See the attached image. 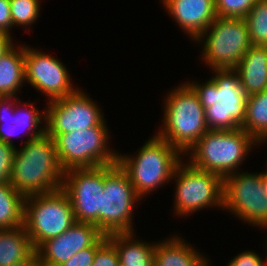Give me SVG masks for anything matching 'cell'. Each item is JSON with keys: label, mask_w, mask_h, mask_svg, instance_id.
Instances as JSON below:
<instances>
[{"label": "cell", "mask_w": 267, "mask_h": 266, "mask_svg": "<svg viewBox=\"0 0 267 266\" xmlns=\"http://www.w3.org/2000/svg\"><path fill=\"white\" fill-rule=\"evenodd\" d=\"M25 80L37 91L47 95L48 102L74 93L70 73L54 56L25 46ZM76 88V89H75Z\"/></svg>", "instance_id": "5bb4252c"}, {"label": "cell", "mask_w": 267, "mask_h": 266, "mask_svg": "<svg viewBox=\"0 0 267 266\" xmlns=\"http://www.w3.org/2000/svg\"><path fill=\"white\" fill-rule=\"evenodd\" d=\"M262 185L265 191V196L267 198V172H261Z\"/></svg>", "instance_id": "e575fe53"}, {"label": "cell", "mask_w": 267, "mask_h": 266, "mask_svg": "<svg viewBox=\"0 0 267 266\" xmlns=\"http://www.w3.org/2000/svg\"><path fill=\"white\" fill-rule=\"evenodd\" d=\"M140 201L127 173L117 164L104 165L101 231L105 235L133 232L135 203Z\"/></svg>", "instance_id": "ba28073f"}, {"label": "cell", "mask_w": 267, "mask_h": 266, "mask_svg": "<svg viewBox=\"0 0 267 266\" xmlns=\"http://www.w3.org/2000/svg\"><path fill=\"white\" fill-rule=\"evenodd\" d=\"M258 0H215L218 17L244 18Z\"/></svg>", "instance_id": "4316f807"}, {"label": "cell", "mask_w": 267, "mask_h": 266, "mask_svg": "<svg viewBox=\"0 0 267 266\" xmlns=\"http://www.w3.org/2000/svg\"><path fill=\"white\" fill-rule=\"evenodd\" d=\"M23 148H16L10 177L11 186L24 197L62 188L64 171L58 160L54 139L46 133Z\"/></svg>", "instance_id": "6da1fadb"}, {"label": "cell", "mask_w": 267, "mask_h": 266, "mask_svg": "<svg viewBox=\"0 0 267 266\" xmlns=\"http://www.w3.org/2000/svg\"><path fill=\"white\" fill-rule=\"evenodd\" d=\"M76 223L72 204L62 189L25 197L24 227L36 250Z\"/></svg>", "instance_id": "5b68a950"}, {"label": "cell", "mask_w": 267, "mask_h": 266, "mask_svg": "<svg viewBox=\"0 0 267 266\" xmlns=\"http://www.w3.org/2000/svg\"><path fill=\"white\" fill-rule=\"evenodd\" d=\"M40 3L39 0H10L13 27L22 26L27 31V27L39 18Z\"/></svg>", "instance_id": "484cf974"}, {"label": "cell", "mask_w": 267, "mask_h": 266, "mask_svg": "<svg viewBox=\"0 0 267 266\" xmlns=\"http://www.w3.org/2000/svg\"><path fill=\"white\" fill-rule=\"evenodd\" d=\"M167 239L156 243L154 266H209V260L178 235Z\"/></svg>", "instance_id": "ffe728a7"}, {"label": "cell", "mask_w": 267, "mask_h": 266, "mask_svg": "<svg viewBox=\"0 0 267 266\" xmlns=\"http://www.w3.org/2000/svg\"><path fill=\"white\" fill-rule=\"evenodd\" d=\"M195 41L204 42L202 59L211 69H234L252 46L244 18L217 16Z\"/></svg>", "instance_id": "8992f818"}, {"label": "cell", "mask_w": 267, "mask_h": 266, "mask_svg": "<svg viewBox=\"0 0 267 266\" xmlns=\"http://www.w3.org/2000/svg\"><path fill=\"white\" fill-rule=\"evenodd\" d=\"M162 3L194 42L217 17L215 0H162Z\"/></svg>", "instance_id": "e0dca14e"}, {"label": "cell", "mask_w": 267, "mask_h": 266, "mask_svg": "<svg viewBox=\"0 0 267 266\" xmlns=\"http://www.w3.org/2000/svg\"><path fill=\"white\" fill-rule=\"evenodd\" d=\"M12 27L10 0H0V33L11 36L10 30Z\"/></svg>", "instance_id": "d6a6232c"}, {"label": "cell", "mask_w": 267, "mask_h": 266, "mask_svg": "<svg viewBox=\"0 0 267 266\" xmlns=\"http://www.w3.org/2000/svg\"><path fill=\"white\" fill-rule=\"evenodd\" d=\"M91 266H119L115 247L106 240L97 250Z\"/></svg>", "instance_id": "4dcf8cb0"}, {"label": "cell", "mask_w": 267, "mask_h": 266, "mask_svg": "<svg viewBox=\"0 0 267 266\" xmlns=\"http://www.w3.org/2000/svg\"><path fill=\"white\" fill-rule=\"evenodd\" d=\"M107 126L58 134L54 138L58 160L63 171L117 164L119 152L108 147Z\"/></svg>", "instance_id": "52a82bcc"}, {"label": "cell", "mask_w": 267, "mask_h": 266, "mask_svg": "<svg viewBox=\"0 0 267 266\" xmlns=\"http://www.w3.org/2000/svg\"><path fill=\"white\" fill-rule=\"evenodd\" d=\"M249 96L267 89V46L252 45L234 68Z\"/></svg>", "instance_id": "d6986e66"}, {"label": "cell", "mask_w": 267, "mask_h": 266, "mask_svg": "<svg viewBox=\"0 0 267 266\" xmlns=\"http://www.w3.org/2000/svg\"><path fill=\"white\" fill-rule=\"evenodd\" d=\"M35 250L24 226L0 229V266H31Z\"/></svg>", "instance_id": "ac0fdd59"}, {"label": "cell", "mask_w": 267, "mask_h": 266, "mask_svg": "<svg viewBox=\"0 0 267 266\" xmlns=\"http://www.w3.org/2000/svg\"><path fill=\"white\" fill-rule=\"evenodd\" d=\"M244 19L251 45L267 46V0H258Z\"/></svg>", "instance_id": "d4e9b609"}, {"label": "cell", "mask_w": 267, "mask_h": 266, "mask_svg": "<svg viewBox=\"0 0 267 266\" xmlns=\"http://www.w3.org/2000/svg\"><path fill=\"white\" fill-rule=\"evenodd\" d=\"M16 46L14 44L0 58V96H17V92L26 82L25 46Z\"/></svg>", "instance_id": "7402d4cb"}, {"label": "cell", "mask_w": 267, "mask_h": 266, "mask_svg": "<svg viewBox=\"0 0 267 266\" xmlns=\"http://www.w3.org/2000/svg\"><path fill=\"white\" fill-rule=\"evenodd\" d=\"M16 146L0 141V184L10 183Z\"/></svg>", "instance_id": "f1b7e54d"}, {"label": "cell", "mask_w": 267, "mask_h": 266, "mask_svg": "<svg viewBox=\"0 0 267 266\" xmlns=\"http://www.w3.org/2000/svg\"><path fill=\"white\" fill-rule=\"evenodd\" d=\"M18 103V97L16 96H0V141L13 146L15 145L14 142L12 143L11 137L13 138L18 132L24 130L26 132L27 130V141L41 137L46 133L45 126L41 125L42 120L46 119L45 109L42 113L35 108L36 106L33 103H25L27 108H24L25 110L22 112L19 107L21 103Z\"/></svg>", "instance_id": "2e32d148"}, {"label": "cell", "mask_w": 267, "mask_h": 266, "mask_svg": "<svg viewBox=\"0 0 267 266\" xmlns=\"http://www.w3.org/2000/svg\"><path fill=\"white\" fill-rule=\"evenodd\" d=\"M256 142L267 140V89L247 97L246 116L241 126Z\"/></svg>", "instance_id": "603a6c76"}, {"label": "cell", "mask_w": 267, "mask_h": 266, "mask_svg": "<svg viewBox=\"0 0 267 266\" xmlns=\"http://www.w3.org/2000/svg\"><path fill=\"white\" fill-rule=\"evenodd\" d=\"M25 197L10 183L0 184V229L24 225Z\"/></svg>", "instance_id": "cb8c5ba5"}, {"label": "cell", "mask_w": 267, "mask_h": 266, "mask_svg": "<svg viewBox=\"0 0 267 266\" xmlns=\"http://www.w3.org/2000/svg\"><path fill=\"white\" fill-rule=\"evenodd\" d=\"M209 79L203 85L193 81L187 83L197 94L204 108L213 106L216 103L217 84L211 77Z\"/></svg>", "instance_id": "83f0119b"}, {"label": "cell", "mask_w": 267, "mask_h": 266, "mask_svg": "<svg viewBox=\"0 0 267 266\" xmlns=\"http://www.w3.org/2000/svg\"><path fill=\"white\" fill-rule=\"evenodd\" d=\"M187 82L169 92L164 103L163 127L157 132L184 156L209 131L205 108Z\"/></svg>", "instance_id": "7a4b0ae2"}, {"label": "cell", "mask_w": 267, "mask_h": 266, "mask_svg": "<svg viewBox=\"0 0 267 266\" xmlns=\"http://www.w3.org/2000/svg\"><path fill=\"white\" fill-rule=\"evenodd\" d=\"M148 140L136 155L118 154L117 162L127 173L141 200L167 181L169 183L181 159H184L180 151L157 134Z\"/></svg>", "instance_id": "3957f363"}, {"label": "cell", "mask_w": 267, "mask_h": 266, "mask_svg": "<svg viewBox=\"0 0 267 266\" xmlns=\"http://www.w3.org/2000/svg\"><path fill=\"white\" fill-rule=\"evenodd\" d=\"M133 232L112 233L107 240L115 247L119 266H154L156 243L134 240Z\"/></svg>", "instance_id": "44dd1931"}, {"label": "cell", "mask_w": 267, "mask_h": 266, "mask_svg": "<svg viewBox=\"0 0 267 266\" xmlns=\"http://www.w3.org/2000/svg\"><path fill=\"white\" fill-rule=\"evenodd\" d=\"M31 266H40L36 262H34Z\"/></svg>", "instance_id": "d590c367"}, {"label": "cell", "mask_w": 267, "mask_h": 266, "mask_svg": "<svg viewBox=\"0 0 267 266\" xmlns=\"http://www.w3.org/2000/svg\"><path fill=\"white\" fill-rule=\"evenodd\" d=\"M95 102L79 88L70 95L50 101L45 109L46 134L54 139L58 134L107 126L102 110Z\"/></svg>", "instance_id": "8fae6325"}, {"label": "cell", "mask_w": 267, "mask_h": 266, "mask_svg": "<svg viewBox=\"0 0 267 266\" xmlns=\"http://www.w3.org/2000/svg\"><path fill=\"white\" fill-rule=\"evenodd\" d=\"M14 45L11 36L0 33V58Z\"/></svg>", "instance_id": "836d02e7"}, {"label": "cell", "mask_w": 267, "mask_h": 266, "mask_svg": "<svg viewBox=\"0 0 267 266\" xmlns=\"http://www.w3.org/2000/svg\"><path fill=\"white\" fill-rule=\"evenodd\" d=\"M173 179L176 181L174 196L176 215L186 217L203 208L223 207V178L221 176L196 169L189 162L182 161L177 166Z\"/></svg>", "instance_id": "9c48e42d"}, {"label": "cell", "mask_w": 267, "mask_h": 266, "mask_svg": "<svg viewBox=\"0 0 267 266\" xmlns=\"http://www.w3.org/2000/svg\"><path fill=\"white\" fill-rule=\"evenodd\" d=\"M104 233L94 224L76 222L61 235L43 242L35 250L40 266H61L80 250L94 245Z\"/></svg>", "instance_id": "9a60e30c"}, {"label": "cell", "mask_w": 267, "mask_h": 266, "mask_svg": "<svg viewBox=\"0 0 267 266\" xmlns=\"http://www.w3.org/2000/svg\"><path fill=\"white\" fill-rule=\"evenodd\" d=\"M227 266H267V258L263 261L258 253L249 250L235 256Z\"/></svg>", "instance_id": "1f68e13d"}, {"label": "cell", "mask_w": 267, "mask_h": 266, "mask_svg": "<svg viewBox=\"0 0 267 266\" xmlns=\"http://www.w3.org/2000/svg\"><path fill=\"white\" fill-rule=\"evenodd\" d=\"M106 240H107V235L104 234L94 245L80 250L61 266H91L94 262L96 250Z\"/></svg>", "instance_id": "f546056e"}, {"label": "cell", "mask_w": 267, "mask_h": 266, "mask_svg": "<svg viewBox=\"0 0 267 266\" xmlns=\"http://www.w3.org/2000/svg\"><path fill=\"white\" fill-rule=\"evenodd\" d=\"M222 208L245 223L267 229V198L261 173L238 171L223 178Z\"/></svg>", "instance_id": "30bf717a"}, {"label": "cell", "mask_w": 267, "mask_h": 266, "mask_svg": "<svg viewBox=\"0 0 267 266\" xmlns=\"http://www.w3.org/2000/svg\"><path fill=\"white\" fill-rule=\"evenodd\" d=\"M62 189L69 196L76 222L91 223L101 230L104 165L65 171Z\"/></svg>", "instance_id": "4fadbf2b"}, {"label": "cell", "mask_w": 267, "mask_h": 266, "mask_svg": "<svg viewBox=\"0 0 267 266\" xmlns=\"http://www.w3.org/2000/svg\"><path fill=\"white\" fill-rule=\"evenodd\" d=\"M257 142L242 128L209 130L188 151L194 168L215 173L222 178L239 171L246 155Z\"/></svg>", "instance_id": "277c9868"}, {"label": "cell", "mask_w": 267, "mask_h": 266, "mask_svg": "<svg viewBox=\"0 0 267 266\" xmlns=\"http://www.w3.org/2000/svg\"><path fill=\"white\" fill-rule=\"evenodd\" d=\"M217 84L216 103L205 108L209 130L240 129L245 121L248 95L234 69H212Z\"/></svg>", "instance_id": "7c38bea8"}]
</instances>
